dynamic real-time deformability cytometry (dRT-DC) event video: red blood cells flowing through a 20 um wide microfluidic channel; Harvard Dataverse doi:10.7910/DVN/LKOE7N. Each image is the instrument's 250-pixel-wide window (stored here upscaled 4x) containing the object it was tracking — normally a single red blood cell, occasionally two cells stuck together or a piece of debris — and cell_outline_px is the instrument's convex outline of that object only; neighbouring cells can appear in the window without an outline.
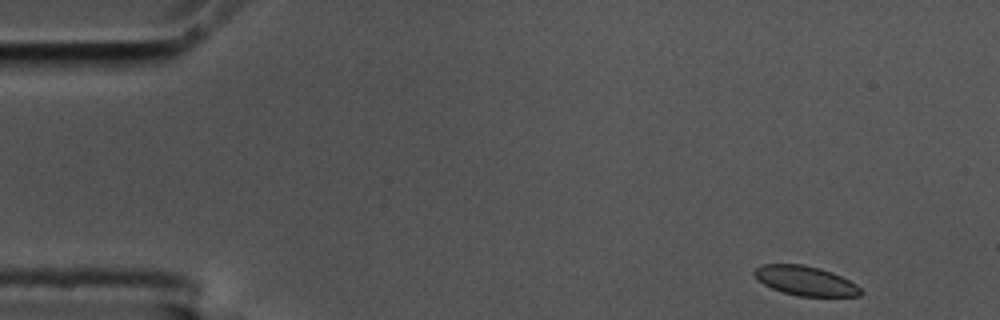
{"species": "common noctule bat (a hibernating species)", "species_latin": "Nyctalus noctula", "temperature_condition": "cold", "stored_images_in_passage": 53, "camera_frame_rate_fps": 3000, "um_per_image_px": 0.085, "animal": {"sex": "male", "body_mass_g": 17.5, "forearm_length_mm": 52.3}, "frame": {"image": 1, "passage_image": 1, "time_ms": 0.0, "image_size_px": [1000, 320], "cell_outline_px": [[864, 292], [860, 296], [800, 296], [784, 292], [772, 288], [764, 284], [752, 272], [756, 268], [764, 264], [804, 264], [820, 268], [832, 272], [856, 284]], "centroid_in_image_um": [68.49, 23.86], "position_along_channel_um": 16.5, "area_um2": 18.09}}
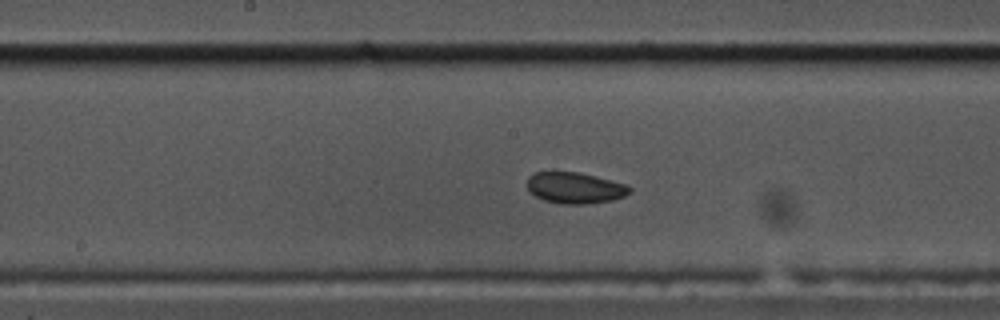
{"frame": {"image": 2, "passage_image": 25, "time_ms": 8.0, "image_size_px": [1000, 320], "cell_outline_px": [[632, 192], [624, 196], [612, 200], [588, 204], [560, 204], [544, 200], [536, 196], [528, 188], [528, 176], [536, 172], [576, 172], [596, 176], [628, 184], [632, 188]], "centroid_in_image_um": [48.92, 15.97], "position_along_channel_um": 199.3, "area_um2": 18.67}}
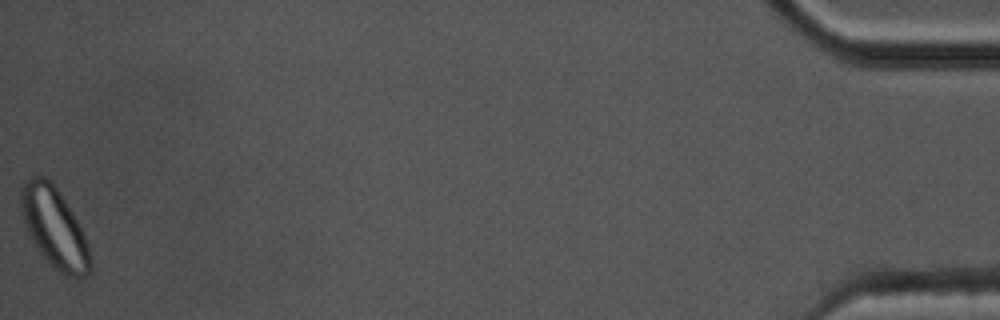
{"frame": {"image": 3, "passage_image": 53, "time_ms": 17.333, "image_size_px": [1000, 320], "cell_outline_px": [[92, 272], [88, 276], [64, 276], [52, 268], [48, 264], [36, 248], [28, 232], [20, 208], [20, 188], [24, 180], [28, 176], [44, 176], [60, 192], [72, 212], [88, 244], [92, 264]], "centroid_in_image_um": [4.61, 19.38], "position_along_channel_um": 430.6, "area_um2": 32.54}, "authors_computed_cell_mechanics": {"area_um2": 18.9584, "velocity_mm_per_s": 3.5318, "shape_relaxation_time_tau1_ms": 3.9619, "shape_relaxation_time_tau2_ms": null, "deformation_change_tau1": 0.0728, "deformation_change_tau2": null}}